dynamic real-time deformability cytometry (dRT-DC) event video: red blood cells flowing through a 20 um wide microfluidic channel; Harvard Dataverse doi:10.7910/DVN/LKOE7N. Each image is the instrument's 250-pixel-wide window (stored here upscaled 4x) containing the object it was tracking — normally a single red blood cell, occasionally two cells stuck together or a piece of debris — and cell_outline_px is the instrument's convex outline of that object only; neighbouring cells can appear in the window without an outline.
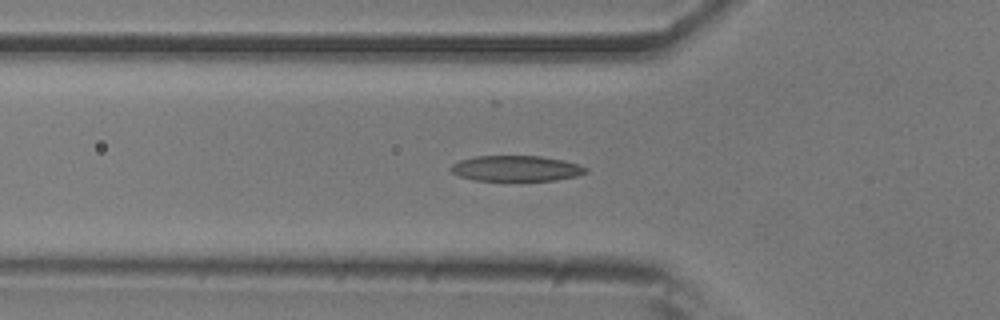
{"species": "common noctule bat (a hibernating species)", "species_latin": "Nyctalus noctula", "temperature_condition": "room temperature", "stored_images_in_passage": 54, "camera_frame_rate_fps": 3000, "um_per_image_px": 0.085, "animal": {"sex": "male", "body_mass_g": 20.5, "forearm_length_mm": 52.5}, "frame": {"image": 1, "passage_image": 18, "time_ms": 5.667, "image_size_px": [1000, 320], "cell_outline_px": [[588, 172], [576, 176], [556, 180], [472, 180], [460, 176], [452, 172], [448, 168], [452, 164], [460, 160], [476, 156], [540, 156], [564, 160], [588, 168]], "centroid_in_image_um": [43.86, 14.31], "position_along_channel_um": 81.9, "area_um2": 20.06}}
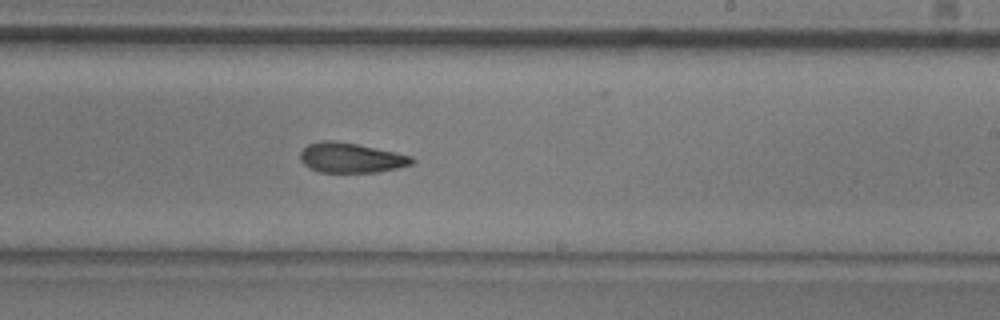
{"frame": {"image": 2, "passage_image": 32, "time_ms": 10.333, "image_size_px": [1000, 320], "cell_outline_px": [[416, 160], [412, 164], [396, 168], [376, 172], [320, 172], [304, 164], [300, 160], [300, 152], [308, 144], [320, 140], [332, 140], [356, 144], [412, 156]], "centroid_in_image_um": [29.81, 13.41], "position_along_channel_um": 259.2, "area_um2": 19.25}}
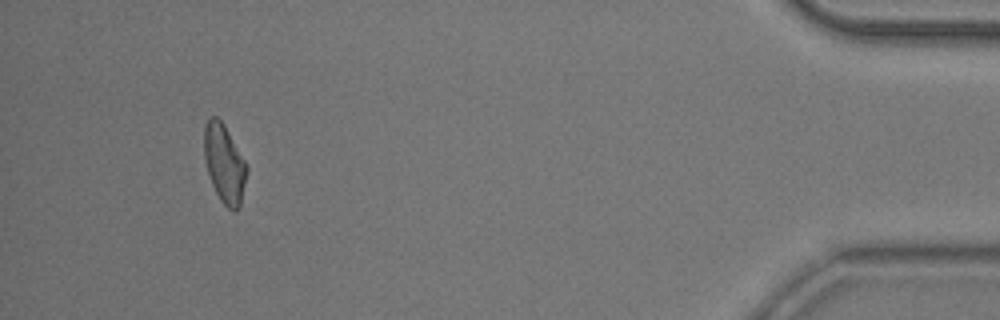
{"frame": {"image": 3, "passage_image": 50, "time_ms": 16.333, "image_size_px": [1000, 320], "cell_outline_px": [[248, 172], [240, 204], [236, 212], [232, 212], [220, 200], [212, 184], [208, 172], [204, 156], [204, 124], [212, 116], [216, 116], [224, 124], [248, 164]], "centroid_in_image_um": [19.09, 13.91], "position_along_channel_um": 416.1, "area_um2": 19.65}, "authors_computed_cell_mechanics": {"area_um2": 19.8832, "velocity_mm_per_s": 3.7736, "shape_relaxation_time_tau1_ms": 3.4486, "shape_relaxation_time_tau2_ms": 2.8989, "deformation_change_tau1": 0.1404, "deformation_change_tau2": 0.1}}